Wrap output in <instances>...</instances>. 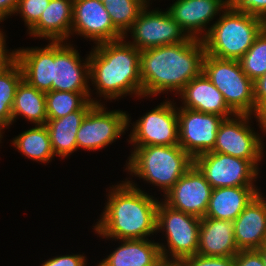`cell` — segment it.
Returning a JSON list of instances; mask_svg holds the SVG:
<instances>
[{"instance_id": "17", "label": "cell", "mask_w": 266, "mask_h": 266, "mask_svg": "<svg viewBox=\"0 0 266 266\" xmlns=\"http://www.w3.org/2000/svg\"><path fill=\"white\" fill-rule=\"evenodd\" d=\"M229 4L230 0H176L168 12L189 37L202 40L207 24Z\"/></svg>"}, {"instance_id": "25", "label": "cell", "mask_w": 266, "mask_h": 266, "mask_svg": "<svg viewBox=\"0 0 266 266\" xmlns=\"http://www.w3.org/2000/svg\"><path fill=\"white\" fill-rule=\"evenodd\" d=\"M95 104L88 100L79 110L69 113L59 119H48L45 124L49 135L51 147L55 155L61 158L70 156L77 149L76 134L83 118Z\"/></svg>"}, {"instance_id": "10", "label": "cell", "mask_w": 266, "mask_h": 266, "mask_svg": "<svg viewBox=\"0 0 266 266\" xmlns=\"http://www.w3.org/2000/svg\"><path fill=\"white\" fill-rule=\"evenodd\" d=\"M251 117L247 114H235L232 118H225L217 131L212 152L249 160L258 168V162L263 158L264 144L260 135L248 125Z\"/></svg>"}, {"instance_id": "30", "label": "cell", "mask_w": 266, "mask_h": 266, "mask_svg": "<svg viewBox=\"0 0 266 266\" xmlns=\"http://www.w3.org/2000/svg\"><path fill=\"white\" fill-rule=\"evenodd\" d=\"M149 4L146 0H105V8L113 25L125 36L132 28L142 9Z\"/></svg>"}, {"instance_id": "39", "label": "cell", "mask_w": 266, "mask_h": 266, "mask_svg": "<svg viewBox=\"0 0 266 266\" xmlns=\"http://www.w3.org/2000/svg\"><path fill=\"white\" fill-rule=\"evenodd\" d=\"M19 0H0V22L6 20L8 15L14 14Z\"/></svg>"}, {"instance_id": "11", "label": "cell", "mask_w": 266, "mask_h": 266, "mask_svg": "<svg viewBox=\"0 0 266 266\" xmlns=\"http://www.w3.org/2000/svg\"><path fill=\"white\" fill-rule=\"evenodd\" d=\"M160 104L133 124L129 135V142L134 144L133 147L179 144L176 106L171 101Z\"/></svg>"}, {"instance_id": "20", "label": "cell", "mask_w": 266, "mask_h": 266, "mask_svg": "<svg viewBox=\"0 0 266 266\" xmlns=\"http://www.w3.org/2000/svg\"><path fill=\"white\" fill-rule=\"evenodd\" d=\"M15 51L23 80L42 92L52 91L53 79V42L43 48H25Z\"/></svg>"}, {"instance_id": "22", "label": "cell", "mask_w": 266, "mask_h": 266, "mask_svg": "<svg viewBox=\"0 0 266 266\" xmlns=\"http://www.w3.org/2000/svg\"><path fill=\"white\" fill-rule=\"evenodd\" d=\"M72 21L73 0H50L29 34L49 42H64L70 37Z\"/></svg>"}, {"instance_id": "21", "label": "cell", "mask_w": 266, "mask_h": 266, "mask_svg": "<svg viewBox=\"0 0 266 266\" xmlns=\"http://www.w3.org/2000/svg\"><path fill=\"white\" fill-rule=\"evenodd\" d=\"M240 250L234 239V222L201 218L197 254L234 257Z\"/></svg>"}, {"instance_id": "36", "label": "cell", "mask_w": 266, "mask_h": 266, "mask_svg": "<svg viewBox=\"0 0 266 266\" xmlns=\"http://www.w3.org/2000/svg\"><path fill=\"white\" fill-rule=\"evenodd\" d=\"M236 266H264L261 255L256 250H240L235 256Z\"/></svg>"}, {"instance_id": "12", "label": "cell", "mask_w": 266, "mask_h": 266, "mask_svg": "<svg viewBox=\"0 0 266 266\" xmlns=\"http://www.w3.org/2000/svg\"><path fill=\"white\" fill-rule=\"evenodd\" d=\"M147 4L135 20L131 32L134 41L130 44L143 51L158 46L181 43L190 37L176 23L170 13L159 10L149 11Z\"/></svg>"}, {"instance_id": "15", "label": "cell", "mask_w": 266, "mask_h": 266, "mask_svg": "<svg viewBox=\"0 0 266 266\" xmlns=\"http://www.w3.org/2000/svg\"><path fill=\"white\" fill-rule=\"evenodd\" d=\"M74 32L95 41L96 45L127 37L113 25L105 4L98 0H73L70 35Z\"/></svg>"}, {"instance_id": "5", "label": "cell", "mask_w": 266, "mask_h": 266, "mask_svg": "<svg viewBox=\"0 0 266 266\" xmlns=\"http://www.w3.org/2000/svg\"><path fill=\"white\" fill-rule=\"evenodd\" d=\"M126 170L159 186L166 194L193 165V159L178 145L134 147Z\"/></svg>"}, {"instance_id": "35", "label": "cell", "mask_w": 266, "mask_h": 266, "mask_svg": "<svg viewBox=\"0 0 266 266\" xmlns=\"http://www.w3.org/2000/svg\"><path fill=\"white\" fill-rule=\"evenodd\" d=\"M86 264V256L73 254L50 258L41 266H86Z\"/></svg>"}, {"instance_id": "7", "label": "cell", "mask_w": 266, "mask_h": 266, "mask_svg": "<svg viewBox=\"0 0 266 266\" xmlns=\"http://www.w3.org/2000/svg\"><path fill=\"white\" fill-rule=\"evenodd\" d=\"M200 224V218L159 201L156 229L166 232L167 245L159 244V247L167 266H177L183 259L197 254Z\"/></svg>"}, {"instance_id": "41", "label": "cell", "mask_w": 266, "mask_h": 266, "mask_svg": "<svg viewBox=\"0 0 266 266\" xmlns=\"http://www.w3.org/2000/svg\"><path fill=\"white\" fill-rule=\"evenodd\" d=\"M263 260L264 266H266V244L256 250Z\"/></svg>"}, {"instance_id": "19", "label": "cell", "mask_w": 266, "mask_h": 266, "mask_svg": "<svg viewBox=\"0 0 266 266\" xmlns=\"http://www.w3.org/2000/svg\"><path fill=\"white\" fill-rule=\"evenodd\" d=\"M178 94L183 100L182 105L184 104L180 107L225 118L235 116L226 104L223 94L203 72L191 79Z\"/></svg>"}, {"instance_id": "2", "label": "cell", "mask_w": 266, "mask_h": 266, "mask_svg": "<svg viewBox=\"0 0 266 266\" xmlns=\"http://www.w3.org/2000/svg\"><path fill=\"white\" fill-rule=\"evenodd\" d=\"M110 188L100 220L94 230L100 236L118 240L148 239L157 233V207L159 201L136 184L126 179Z\"/></svg>"}, {"instance_id": "40", "label": "cell", "mask_w": 266, "mask_h": 266, "mask_svg": "<svg viewBox=\"0 0 266 266\" xmlns=\"http://www.w3.org/2000/svg\"><path fill=\"white\" fill-rule=\"evenodd\" d=\"M255 118L259 122V126L260 128H262V131H264L266 134V105L258 110V113Z\"/></svg>"}, {"instance_id": "6", "label": "cell", "mask_w": 266, "mask_h": 266, "mask_svg": "<svg viewBox=\"0 0 266 266\" xmlns=\"http://www.w3.org/2000/svg\"><path fill=\"white\" fill-rule=\"evenodd\" d=\"M202 72L223 94L226 104L235 114L256 116L254 82L242 71L238 60L205 54Z\"/></svg>"}, {"instance_id": "34", "label": "cell", "mask_w": 266, "mask_h": 266, "mask_svg": "<svg viewBox=\"0 0 266 266\" xmlns=\"http://www.w3.org/2000/svg\"><path fill=\"white\" fill-rule=\"evenodd\" d=\"M230 5L238 11L246 12L266 21V0H230Z\"/></svg>"}, {"instance_id": "32", "label": "cell", "mask_w": 266, "mask_h": 266, "mask_svg": "<svg viewBox=\"0 0 266 266\" xmlns=\"http://www.w3.org/2000/svg\"><path fill=\"white\" fill-rule=\"evenodd\" d=\"M50 0H19L15 13L22 15L25 25L30 30L40 19Z\"/></svg>"}, {"instance_id": "14", "label": "cell", "mask_w": 266, "mask_h": 266, "mask_svg": "<svg viewBox=\"0 0 266 266\" xmlns=\"http://www.w3.org/2000/svg\"><path fill=\"white\" fill-rule=\"evenodd\" d=\"M78 50L65 42H53L52 90L91 93L89 55L81 63ZM83 64V65H82Z\"/></svg>"}, {"instance_id": "16", "label": "cell", "mask_w": 266, "mask_h": 266, "mask_svg": "<svg viewBox=\"0 0 266 266\" xmlns=\"http://www.w3.org/2000/svg\"><path fill=\"white\" fill-rule=\"evenodd\" d=\"M212 189L193 164L164 195V202L176 210L201 219L205 217Z\"/></svg>"}, {"instance_id": "18", "label": "cell", "mask_w": 266, "mask_h": 266, "mask_svg": "<svg viewBox=\"0 0 266 266\" xmlns=\"http://www.w3.org/2000/svg\"><path fill=\"white\" fill-rule=\"evenodd\" d=\"M234 222V239L239 250H257L266 244V200L258 193Z\"/></svg>"}, {"instance_id": "26", "label": "cell", "mask_w": 266, "mask_h": 266, "mask_svg": "<svg viewBox=\"0 0 266 266\" xmlns=\"http://www.w3.org/2000/svg\"><path fill=\"white\" fill-rule=\"evenodd\" d=\"M17 116H23L36 125H45L48 120L45 92L39 91L22 80L14 97L12 123Z\"/></svg>"}, {"instance_id": "23", "label": "cell", "mask_w": 266, "mask_h": 266, "mask_svg": "<svg viewBox=\"0 0 266 266\" xmlns=\"http://www.w3.org/2000/svg\"><path fill=\"white\" fill-rule=\"evenodd\" d=\"M97 266H167L158 242L149 239H128Z\"/></svg>"}, {"instance_id": "33", "label": "cell", "mask_w": 266, "mask_h": 266, "mask_svg": "<svg viewBox=\"0 0 266 266\" xmlns=\"http://www.w3.org/2000/svg\"><path fill=\"white\" fill-rule=\"evenodd\" d=\"M177 266H236L234 257L194 256L183 259Z\"/></svg>"}, {"instance_id": "42", "label": "cell", "mask_w": 266, "mask_h": 266, "mask_svg": "<svg viewBox=\"0 0 266 266\" xmlns=\"http://www.w3.org/2000/svg\"><path fill=\"white\" fill-rule=\"evenodd\" d=\"M98 1L105 4V0H98Z\"/></svg>"}, {"instance_id": "1", "label": "cell", "mask_w": 266, "mask_h": 266, "mask_svg": "<svg viewBox=\"0 0 266 266\" xmlns=\"http://www.w3.org/2000/svg\"><path fill=\"white\" fill-rule=\"evenodd\" d=\"M205 54L203 40L192 37L181 43L141 51L142 97L157 96L163 91L178 94L202 73Z\"/></svg>"}, {"instance_id": "4", "label": "cell", "mask_w": 266, "mask_h": 266, "mask_svg": "<svg viewBox=\"0 0 266 266\" xmlns=\"http://www.w3.org/2000/svg\"><path fill=\"white\" fill-rule=\"evenodd\" d=\"M219 16L202 39L206 54L219 59L239 60L266 27V21L238 11L230 4Z\"/></svg>"}, {"instance_id": "13", "label": "cell", "mask_w": 266, "mask_h": 266, "mask_svg": "<svg viewBox=\"0 0 266 266\" xmlns=\"http://www.w3.org/2000/svg\"><path fill=\"white\" fill-rule=\"evenodd\" d=\"M178 114L179 145L194 159L211 152L216 143L217 131L225 117L180 107Z\"/></svg>"}, {"instance_id": "27", "label": "cell", "mask_w": 266, "mask_h": 266, "mask_svg": "<svg viewBox=\"0 0 266 266\" xmlns=\"http://www.w3.org/2000/svg\"><path fill=\"white\" fill-rule=\"evenodd\" d=\"M19 152L31 160L47 163L55 156L46 125H35L12 141Z\"/></svg>"}, {"instance_id": "3", "label": "cell", "mask_w": 266, "mask_h": 266, "mask_svg": "<svg viewBox=\"0 0 266 266\" xmlns=\"http://www.w3.org/2000/svg\"><path fill=\"white\" fill-rule=\"evenodd\" d=\"M124 39L97 44L89 54L91 82L106 99L142 97L141 51Z\"/></svg>"}, {"instance_id": "9", "label": "cell", "mask_w": 266, "mask_h": 266, "mask_svg": "<svg viewBox=\"0 0 266 266\" xmlns=\"http://www.w3.org/2000/svg\"><path fill=\"white\" fill-rule=\"evenodd\" d=\"M193 164L213 189L255 186L253 182L259 174V168L249 160L212 151L195 157Z\"/></svg>"}, {"instance_id": "28", "label": "cell", "mask_w": 266, "mask_h": 266, "mask_svg": "<svg viewBox=\"0 0 266 266\" xmlns=\"http://www.w3.org/2000/svg\"><path fill=\"white\" fill-rule=\"evenodd\" d=\"M23 80L19 63L14 60L0 72V132L12 124V107L16 90Z\"/></svg>"}, {"instance_id": "37", "label": "cell", "mask_w": 266, "mask_h": 266, "mask_svg": "<svg viewBox=\"0 0 266 266\" xmlns=\"http://www.w3.org/2000/svg\"><path fill=\"white\" fill-rule=\"evenodd\" d=\"M253 87L257 115L258 110L266 105V73L254 81Z\"/></svg>"}, {"instance_id": "29", "label": "cell", "mask_w": 266, "mask_h": 266, "mask_svg": "<svg viewBox=\"0 0 266 266\" xmlns=\"http://www.w3.org/2000/svg\"><path fill=\"white\" fill-rule=\"evenodd\" d=\"M46 112L48 119H59L79 110L88 100L99 103L91 98L90 93L52 90L45 93Z\"/></svg>"}, {"instance_id": "8", "label": "cell", "mask_w": 266, "mask_h": 266, "mask_svg": "<svg viewBox=\"0 0 266 266\" xmlns=\"http://www.w3.org/2000/svg\"><path fill=\"white\" fill-rule=\"evenodd\" d=\"M129 115L123 111H106L101 103H95L83 118L76 134L77 149L98 150L125 133L129 127Z\"/></svg>"}, {"instance_id": "24", "label": "cell", "mask_w": 266, "mask_h": 266, "mask_svg": "<svg viewBox=\"0 0 266 266\" xmlns=\"http://www.w3.org/2000/svg\"><path fill=\"white\" fill-rule=\"evenodd\" d=\"M256 186L221 187L212 189L205 217L234 221L258 194Z\"/></svg>"}, {"instance_id": "38", "label": "cell", "mask_w": 266, "mask_h": 266, "mask_svg": "<svg viewBox=\"0 0 266 266\" xmlns=\"http://www.w3.org/2000/svg\"><path fill=\"white\" fill-rule=\"evenodd\" d=\"M5 36L0 31V72L7 68L15 60V51L8 52L5 43Z\"/></svg>"}, {"instance_id": "31", "label": "cell", "mask_w": 266, "mask_h": 266, "mask_svg": "<svg viewBox=\"0 0 266 266\" xmlns=\"http://www.w3.org/2000/svg\"><path fill=\"white\" fill-rule=\"evenodd\" d=\"M238 61L242 71L253 82L266 73V27L256 37L249 50Z\"/></svg>"}]
</instances>
